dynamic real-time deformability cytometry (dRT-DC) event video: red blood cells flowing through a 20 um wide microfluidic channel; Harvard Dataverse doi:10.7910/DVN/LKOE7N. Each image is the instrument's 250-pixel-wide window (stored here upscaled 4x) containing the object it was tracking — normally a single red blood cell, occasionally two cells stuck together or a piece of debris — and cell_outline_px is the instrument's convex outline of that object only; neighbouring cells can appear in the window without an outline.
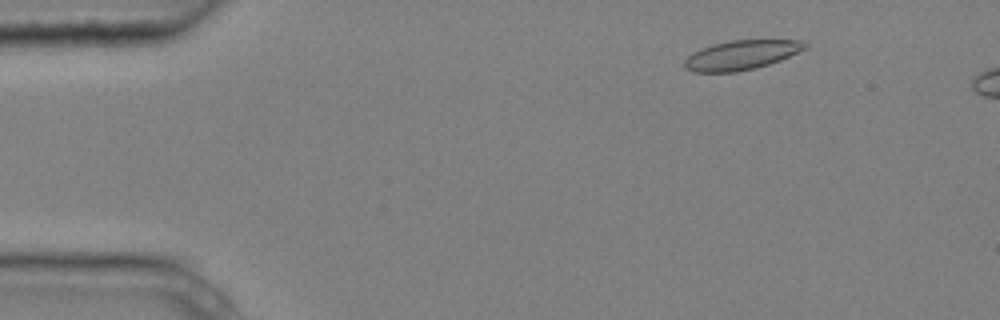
{"species": "common noctule bat (a hibernating species)", "species_latin": "Nyctalus noctula", "temperature_condition": "cold", "stored_images_in_passage": 3, "camera_frame_rate_fps": 3000, "um_per_image_px": 0.085, "animal": {"sex": "male", "body_mass_g": 20.4}, "frame": {"image": 1, "passage_image": 2, "time_ms": 0.333, "image_size_px": [1000, 320], "cell_outline_px": [[808, 48], [780, 60], [756, 68], [736, 72], [692, 72], [684, 68], [684, 60], [692, 52], [700, 48], [712, 44], [728, 40], [804, 40], [808, 44]], "centroid_in_image_um": [63.0, 4.67], "position_along_channel_um": 22.0, "area_um2": 20.92}}